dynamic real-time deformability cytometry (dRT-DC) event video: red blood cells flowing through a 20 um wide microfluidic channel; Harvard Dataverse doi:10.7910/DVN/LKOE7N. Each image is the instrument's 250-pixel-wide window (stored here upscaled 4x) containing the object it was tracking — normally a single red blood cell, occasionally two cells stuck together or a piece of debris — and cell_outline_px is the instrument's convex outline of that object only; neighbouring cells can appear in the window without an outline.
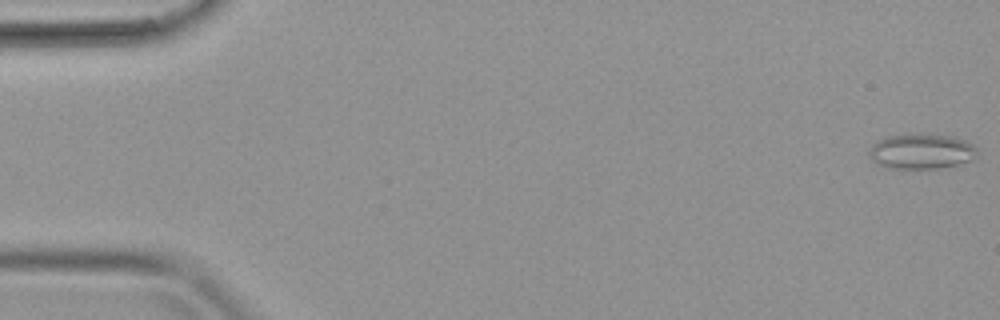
{"species": "common noctule bat (a hibernating species)", "species_latin": "Nyctalus noctula", "temperature_condition": "warm", "stored_images_in_passage": 6, "camera_frame_rate_fps": 3000, "um_per_image_px": 0.085, "animal": {"sex": "female", "body_mass_g": 19.9}, "frame": {"image": 1, "passage_image": 1, "time_ms": 0.0, "image_size_px": [1000, 320], "cell_outline_px": [[980, 152], [972, 160], [960, 164], [940, 168], [888, 168], [876, 164], [868, 156], [868, 152], [872, 144], [876, 140], [884, 136], [908, 132], [928, 132], [956, 136], [976, 144]], "centroid_in_image_um": [78.35, 12.81], "position_along_channel_um": 6.7, "area_um2": 23.52}}